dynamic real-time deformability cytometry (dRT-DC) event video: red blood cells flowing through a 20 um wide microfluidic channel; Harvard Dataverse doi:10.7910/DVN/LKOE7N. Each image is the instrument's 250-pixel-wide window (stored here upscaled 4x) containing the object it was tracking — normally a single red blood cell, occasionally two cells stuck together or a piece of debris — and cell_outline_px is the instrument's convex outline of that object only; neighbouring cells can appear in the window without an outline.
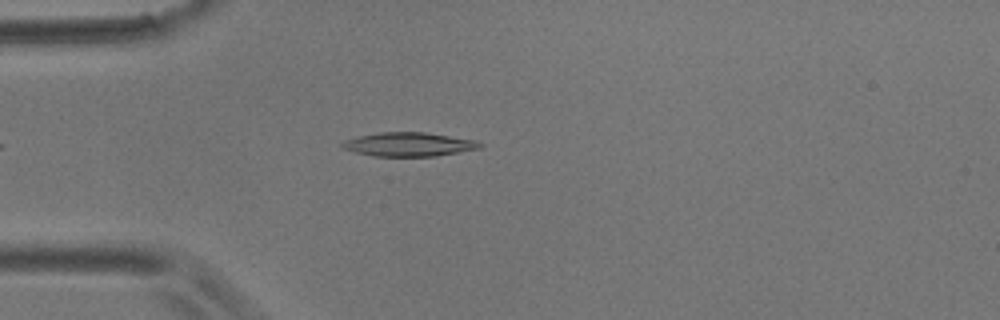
{"species": "common noctule bat (a hibernating species)", "species_latin": "Nyctalus noctula", "temperature_condition": "room temperature", "stored_images_in_passage": 4, "camera_frame_rate_fps": 3000, "um_per_image_px": 0.085, "animal": {"sex": "male", "body_mass_g": 17.9}, "frame": {"image": 1, "passage_image": 4, "time_ms": 4.333, "image_size_px": [1000, 320], "cell_outline_px": [[484, 144], [480, 148], [436, 156], [372, 156], [356, 152], [344, 148], [340, 144], [344, 140], [356, 136], [380, 132], [424, 132], [476, 140]], "centroid_in_image_um": [34.74, 12.26], "position_along_channel_um": 50.3, "area_um2": 19.13}}